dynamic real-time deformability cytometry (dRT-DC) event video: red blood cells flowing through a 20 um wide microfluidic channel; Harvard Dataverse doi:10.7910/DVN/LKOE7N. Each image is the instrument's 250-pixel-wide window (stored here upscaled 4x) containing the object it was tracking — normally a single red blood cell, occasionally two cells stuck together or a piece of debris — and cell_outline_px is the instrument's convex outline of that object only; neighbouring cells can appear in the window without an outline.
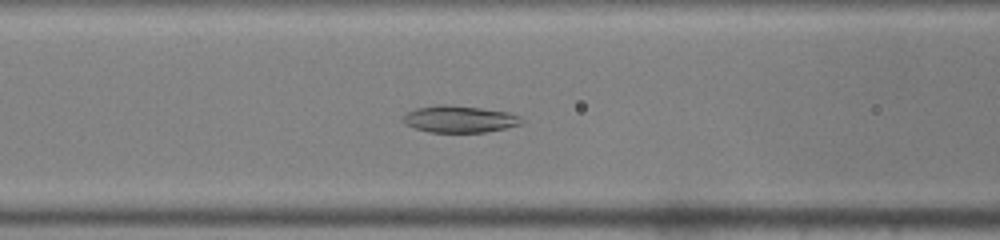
{"species": "common noctule bat (a hibernating species)", "species_latin": "Nyctalus noctula", "temperature_condition": "warm", "stored_images_in_passage": 44, "camera_frame_rate_fps": 3000, "um_per_image_px": 0.085, "animal": {"sex": "male", "body_mass_g": 19.0, "forearm_length_mm": 50.8}, "frame": {"image": 1, "passage_image": 15, "time_ms": 4.667, "image_size_px": [1000, 240], "cell_outline_px": [[524, 120], [520, 124], [504, 128], [484, 132], [428, 132], [416, 128], [408, 124], [404, 120], [404, 116], [408, 112], [416, 108], [436, 104], [448, 104], [480, 108], [508, 112], [520, 116]], "centroid_in_image_um": [39.07, 10.11], "position_along_channel_um": 127.5, "area_um2": 18.32}}
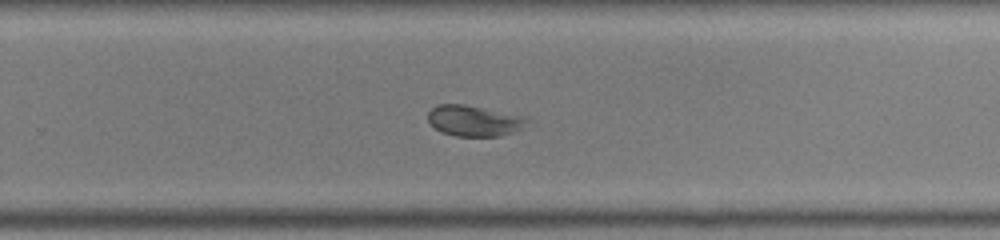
{"frame": {"image": 2, "passage_image": 27, "time_ms": 8.667, "image_size_px": [1000, 240], "cell_outline_px": [[528, 124], [512, 132], [500, 136], [456, 136], [440, 132], [428, 120], [428, 112], [436, 104], [464, 104], [528, 116]], "centroid_in_image_um": [40.31, 10.25], "position_along_channel_um": 289.5, "area_um2": 17.92}}
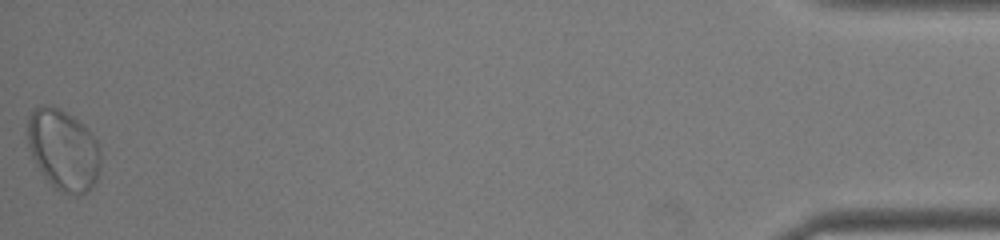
{"frame": {"image": 3, "passage_image": 44, "time_ms": 14.333, "image_size_px": [1000, 240], "cell_outline_px": [[100, 172], [92, 188], [88, 192], [76, 196], [60, 192], [44, 176], [36, 164], [32, 156], [28, 144], [28, 120], [32, 112], [36, 108], [44, 104], [56, 108], [72, 116], [88, 128], [96, 140], [100, 160]], "centroid_in_image_um": [5.4, 12.77], "position_along_channel_um": 429.8, "area_um2": 34.22}}